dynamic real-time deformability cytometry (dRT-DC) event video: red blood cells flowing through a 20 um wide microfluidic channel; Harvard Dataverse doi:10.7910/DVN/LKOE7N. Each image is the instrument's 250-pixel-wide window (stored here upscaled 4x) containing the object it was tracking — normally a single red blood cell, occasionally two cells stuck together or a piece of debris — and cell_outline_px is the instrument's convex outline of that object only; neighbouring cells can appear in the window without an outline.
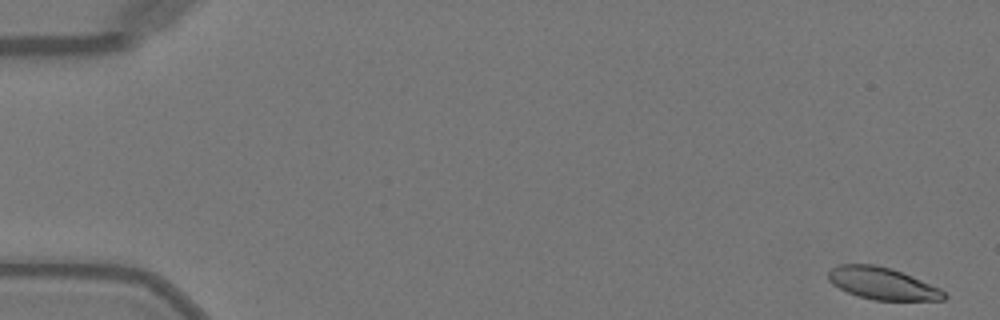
{"species": "Egyptian fruit bat (a non-hibernating species)", "species_latin": "Rousettus aegyptiacus", "temperature_condition": "warm", "stored_images_in_passage": 46, "camera_frame_rate_fps": 3000, "um_per_image_px": 0.085, "animal": {"sex": "female"}, "frame": {"image": 1, "passage_image": 1, "time_ms": 0.0, "image_size_px": [1000, 320], "cell_outline_px": [[948, 296], [944, 300], [872, 300], [848, 292], [832, 284], [828, 280], [828, 272], [832, 268], [840, 264], [876, 264], [892, 268], [912, 276], [940, 288]], "centroid_in_image_um": [75.01, 24.09], "position_along_channel_um": 10.0, "area_um2": 21.62}}
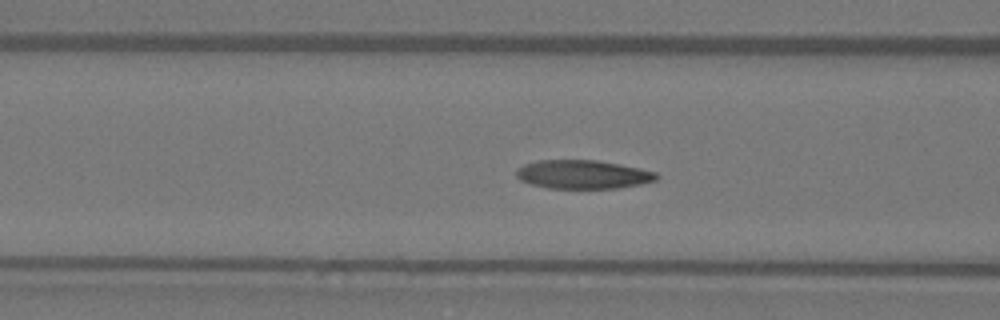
{"frame": {"image": 2, "passage_image": 20, "time_ms": 6.333, "image_size_px": [1000, 320], "cell_outline_px": [[660, 176], [656, 180], [640, 184], [616, 188], [548, 188], [532, 184], [520, 180], [516, 176], [516, 168], [524, 164], [540, 160], [596, 160], [620, 164], [640, 168], [656, 172]], "centroid_in_image_um": [49.54, 14.82], "position_along_channel_um": 117.1, "area_um2": 23.41}}
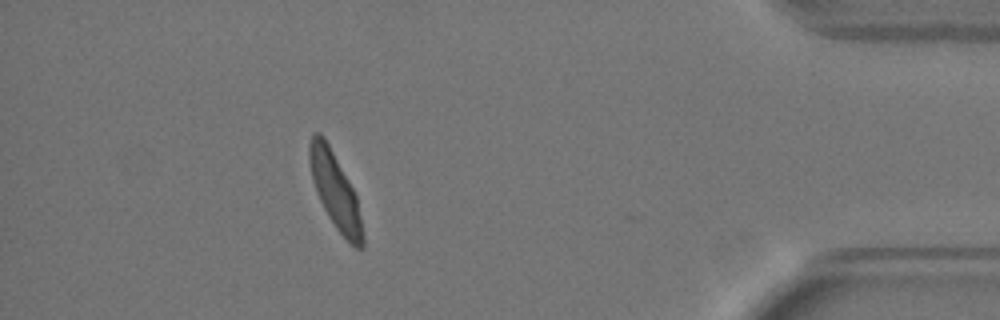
{"frame": {"image": 3, "passage_image": 45, "time_ms": 14.667, "image_size_px": [1000, 320], "cell_outline_px": [[364, 248], [356, 248], [336, 228], [328, 216], [316, 192], [312, 180], [308, 160], [308, 144], [312, 136], [316, 132], [320, 132], [324, 136], [352, 188], [356, 196], [364, 236]], "centroid_in_image_um": [28.46, 16.19], "position_along_channel_um": 406.7, "area_um2": 23.12}, "authors_computed_cell_mechanics": {"area_um2": 23.3512, "velocity_mm_per_s": 4.0462, "shape_relaxation_time_tau1_ms": 3.8313, "shape_relaxation_time_tau2_ms": 1.3356, "deformation_change_tau1": 0.168, "deformation_change_tau2": 0.0721}}